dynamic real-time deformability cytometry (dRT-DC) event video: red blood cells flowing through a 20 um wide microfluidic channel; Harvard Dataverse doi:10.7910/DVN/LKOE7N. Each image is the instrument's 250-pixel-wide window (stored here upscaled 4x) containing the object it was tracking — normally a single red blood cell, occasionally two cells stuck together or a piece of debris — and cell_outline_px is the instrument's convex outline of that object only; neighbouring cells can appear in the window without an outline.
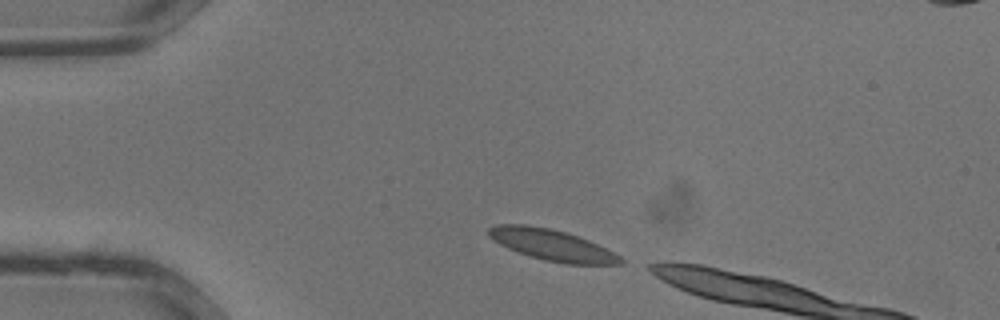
{"species": "common noctule bat (a hibernating species)", "species_latin": "Nyctalus noctula", "temperature_condition": "warm", "stored_images_in_passage": 9, "camera_frame_rate_fps": 3000, "um_per_image_px": 0.085, "animal": {"sex": "male", "body_mass_g": 13.3}, "frame": {"image": 1, "passage_image": 1, "time_ms": 0.0, "image_size_px": [1000, 320], "cell_outline_px": [[624, 264], [564, 264], [544, 260], [508, 248], [492, 240], [488, 236], [488, 228], [496, 224], [524, 224], [548, 228], [564, 232], [588, 240], [620, 256], [624, 260]], "centroid_in_image_um": [46.89, 20.82], "position_along_channel_um": 38.1, "area_um2": 23.58}}
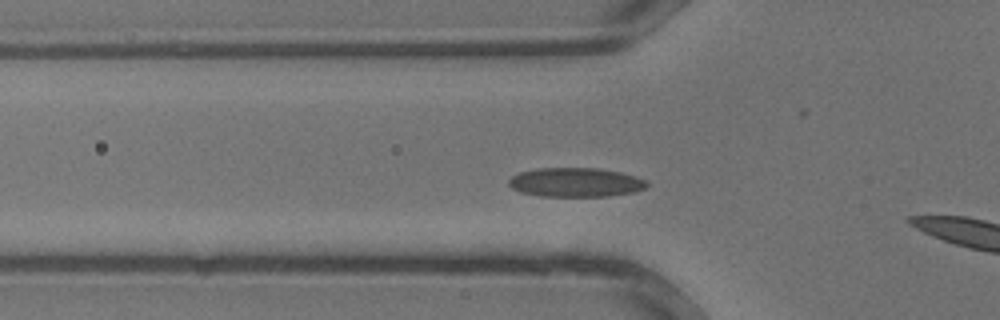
{"frame": {"image": 2, "passage_image": 5, "time_ms": 1.333, "image_size_px": [1000, 320], "cell_outline_px": [[648, 184], [644, 188], [636, 192], [608, 196], [540, 196], [520, 192], [512, 188], [508, 184], [508, 180], [512, 176], [520, 172], [540, 168], [596, 168], [620, 172], [636, 176], [644, 180]], "centroid_in_image_um": [48.91, 15.5], "position_along_channel_um": 76.9, "area_um2": 23.41}}
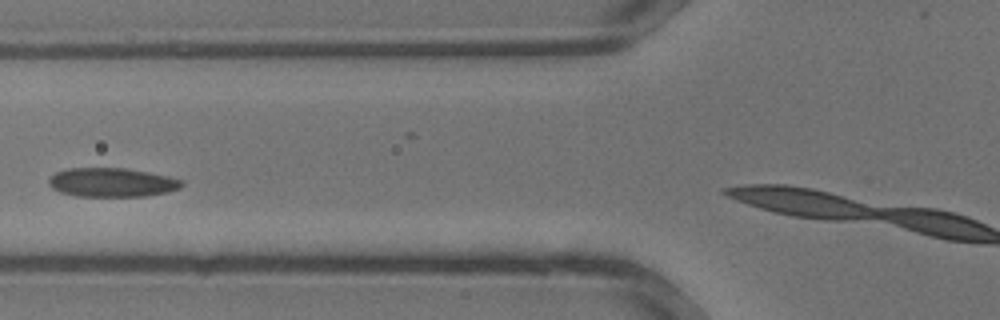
{"frame": {"image": 3, "passage_image": 7, "time_ms": 2.0, "image_size_px": [1000, 320], "cell_outline_px": [[184, 184], [180, 188], [168, 192], [144, 196], [76, 196], [60, 192], [52, 188], [48, 184], [48, 180], [56, 172], [68, 168], [124, 168], [148, 172], [168, 176], [184, 180]], "centroid_in_image_um": [9.52, 15.5], "position_along_channel_um": 116.3, "area_um2": 22.48}}